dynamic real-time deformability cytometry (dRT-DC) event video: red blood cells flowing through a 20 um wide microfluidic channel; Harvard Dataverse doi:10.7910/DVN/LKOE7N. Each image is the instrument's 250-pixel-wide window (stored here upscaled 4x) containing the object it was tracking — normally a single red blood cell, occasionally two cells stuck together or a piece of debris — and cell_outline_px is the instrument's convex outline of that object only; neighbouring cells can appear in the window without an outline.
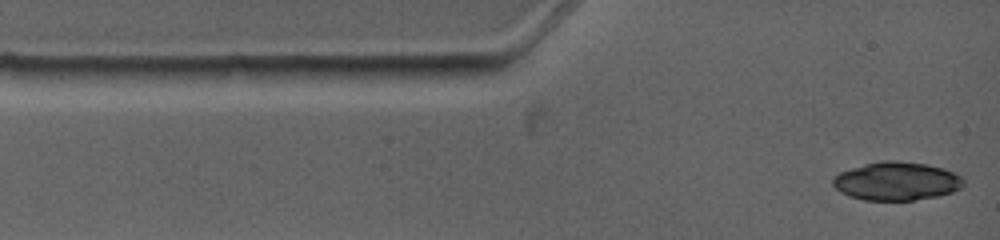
{"species": "common noctule bat (a hibernating species)", "species_latin": "Nyctalus noctula", "temperature_condition": "warm", "stored_images_in_passage": 2, "camera_frame_rate_fps": 4500, "um_per_image_px": 0.085, "animal": {"sex": "female", "body_mass_g": 19.0, "forearm_length_mm": 53.3}, "frame": {"image": 1, "passage_image": 1, "time_ms": 0.0, "image_size_px": [1000, 240], "cell_outline_px": [[964, 184], [960, 188], [952, 192], [936, 196], [912, 200], [864, 200], [848, 196], [840, 192], [832, 184], [832, 180], [840, 172], [852, 168], [880, 160], [896, 160], [928, 164], [944, 168], [960, 176], [964, 180]], "centroid_in_image_um": [76.21, 15.39], "position_along_channel_um": 8.8, "area_um2": 29.19}}